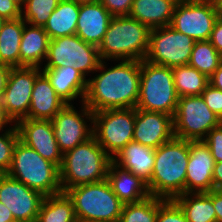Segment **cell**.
Segmentation results:
<instances>
[{
	"label": "cell",
	"instance_id": "obj_28",
	"mask_svg": "<svg viewBox=\"0 0 222 222\" xmlns=\"http://www.w3.org/2000/svg\"><path fill=\"white\" fill-rule=\"evenodd\" d=\"M174 201L183 210L188 222H217L212 190L207 193H184Z\"/></svg>",
	"mask_w": 222,
	"mask_h": 222
},
{
	"label": "cell",
	"instance_id": "obj_7",
	"mask_svg": "<svg viewBox=\"0 0 222 222\" xmlns=\"http://www.w3.org/2000/svg\"><path fill=\"white\" fill-rule=\"evenodd\" d=\"M65 193L72 200L77 219L118 222L124 204L107 179L72 187Z\"/></svg>",
	"mask_w": 222,
	"mask_h": 222
},
{
	"label": "cell",
	"instance_id": "obj_6",
	"mask_svg": "<svg viewBox=\"0 0 222 222\" xmlns=\"http://www.w3.org/2000/svg\"><path fill=\"white\" fill-rule=\"evenodd\" d=\"M140 88L136 109L162 112L174 116L179 96L177 94L172 68L140 61Z\"/></svg>",
	"mask_w": 222,
	"mask_h": 222
},
{
	"label": "cell",
	"instance_id": "obj_45",
	"mask_svg": "<svg viewBox=\"0 0 222 222\" xmlns=\"http://www.w3.org/2000/svg\"><path fill=\"white\" fill-rule=\"evenodd\" d=\"M10 69L11 67L4 64H0V99L4 92Z\"/></svg>",
	"mask_w": 222,
	"mask_h": 222
},
{
	"label": "cell",
	"instance_id": "obj_37",
	"mask_svg": "<svg viewBox=\"0 0 222 222\" xmlns=\"http://www.w3.org/2000/svg\"><path fill=\"white\" fill-rule=\"evenodd\" d=\"M201 96L210 110L222 121V90L208 84L201 93Z\"/></svg>",
	"mask_w": 222,
	"mask_h": 222
},
{
	"label": "cell",
	"instance_id": "obj_12",
	"mask_svg": "<svg viewBox=\"0 0 222 222\" xmlns=\"http://www.w3.org/2000/svg\"><path fill=\"white\" fill-rule=\"evenodd\" d=\"M194 43V39L170 25L153 28L145 60L169 68L188 65Z\"/></svg>",
	"mask_w": 222,
	"mask_h": 222
},
{
	"label": "cell",
	"instance_id": "obj_26",
	"mask_svg": "<svg viewBox=\"0 0 222 222\" xmlns=\"http://www.w3.org/2000/svg\"><path fill=\"white\" fill-rule=\"evenodd\" d=\"M80 4L74 0H60L44 25L50 40L76 34Z\"/></svg>",
	"mask_w": 222,
	"mask_h": 222
},
{
	"label": "cell",
	"instance_id": "obj_36",
	"mask_svg": "<svg viewBox=\"0 0 222 222\" xmlns=\"http://www.w3.org/2000/svg\"><path fill=\"white\" fill-rule=\"evenodd\" d=\"M202 141L208 146L215 162H222V123L212 128Z\"/></svg>",
	"mask_w": 222,
	"mask_h": 222
},
{
	"label": "cell",
	"instance_id": "obj_24",
	"mask_svg": "<svg viewBox=\"0 0 222 222\" xmlns=\"http://www.w3.org/2000/svg\"><path fill=\"white\" fill-rule=\"evenodd\" d=\"M50 38L41 26L24 25L20 42V67L42 68Z\"/></svg>",
	"mask_w": 222,
	"mask_h": 222
},
{
	"label": "cell",
	"instance_id": "obj_30",
	"mask_svg": "<svg viewBox=\"0 0 222 222\" xmlns=\"http://www.w3.org/2000/svg\"><path fill=\"white\" fill-rule=\"evenodd\" d=\"M173 80L179 97L201 96L209 78L190 65L172 68Z\"/></svg>",
	"mask_w": 222,
	"mask_h": 222
},
{
	"label": "cell",
	"instance_id": "obj_8",
	"mask_svg": "<svg viewBox=\"0 0 222 222\" xmlns=\"http://www.w3.org/2000/svg\"><path fill=\"white\" fill-rule=\"evenodd\" d=\"M135 108L93 112V137L113 159L133 141Z\"/></svg>",
	"mask_w": 222,
	"mask_h": 222
},
{
	"label": "cell",
	"instance_id": "obj_2",
	"mask_svg": "<svg viewBox=\"0 0 222 222\" xmlns=\"http://www.w3.org/2000/svg\"><path fill=\"white\" fill-rule=\"evenodd\" d=\"M189 140L173 137L155 149V162L147 187L151 196L174 200L186 193Z\"/></svg>",
	"mask_w": 222,
	"mask_h": 222
},
{
	"label": "cell",
	"instance_id": "obj_15",
	"mask_svg": "<svg viewBox=\"0 0 222 222\" xmlns=\"http://www.w3.org/2000/svg\"><path fill=\"white\" fill-rule=\"evenodd\" d=\"M45 196L8 176L0 181V202L12 213L16 222H36Z\"/></svg>",
	"mask_w": 222,
	"mask_h": 222
},
{
	"label": "cell",
	"instance_id": "obj_20",
	"mask_svg": "<svg viewBox=\"0 0 222 222\" xmlns=\"http://www.w3.org/2000/svg\"><path fill=\"white\" fill-rule=\"evenodd\" d=\"M66 104L56 94L47 76L41 72L35 79L29 112L25 118L52 120Z\"/></svg>",
	"mask_w": 222,
	"mask_h": 222
},
{
	"label": "cell",
	"instance_id": "obj_21",
	"mask_svg": "<svg viewBox=\"0 0 222 222\" xmlns=\"http://www.w3.org/2000/svg\"><path fill=\"white\" fill-rule=\"evenodd\" d=\"M47 76L56 94L67 104H72L77 98L83 102L86 89V77L74 67L41 68Z\"/></svg>",
	"mask_w": 222,
	"mask_h": 222
},
{
	"label": "cell",
	"instance_id": "obj_46",
	"mask_svg": "<svg viewBox=\"0 0 222 222\" xmlns=\"http://www.w3.org/2000/svg\"><path fill=\"white\" fill-rule=\"evenodd\" d=\"M0 222H16L11 211L0 202Z\"/></svg>",
	"mask_w": 222,
	"mask_h": 222
},
{
	"label": "cell",
	"instance_id": "obj_49",
	"mask_svg": "<svg viewBox=\"0 0 222 222\" xmlns=\"http://www.w3.org/2000/svg\"><path fill=\"white\" fill-rule=\"evenodd\" d=\"M6 22V19L0 16V30L2 29L3 24Z\"/></svg>",
	"mask_w": 222,
	"mask_h": 222
},
{
	"label": "cell",
	"instance_id": "obj_18",
	"mask_svg": "<svg viewBox=\"0 0 222 222\" xmlns=\"http://www.w3.org/2000/svg\"><path fill=\"white\" fill-rule=\"evenodd\" d=\"M215 160L202 141H189V161L186 172V193H207L214 190Z\"/></svg>",
	"mask_w": 222,
	"mask_h": 222
},
{
	"label": "cell",
	"instance_id": "obj_51",
	"mask_svg": "<svg viewBox=\"0 0 222 222\" xmlns=\"http://www.w3.org/2000/svg\"><path fill=\"white\" fill-rule=\"evenodd\" d=\"M6 175V173L0 169V181L2 180V178Z\"/></svg>",
	"mask_w": 222,
	"mask_h": 222
},
{
	"label": "cell",
	"instance_id": "obj_25",
	"mask_svg": "<svg viewBox=\"0 0 222 222\" xmlns=\"http://www.w3.org/2000/svg\"><path fill=\"white\" fill-rule=\"evenodd\" d=\"M179 0H133L129 17L147 25L150 29L168 26Z\"/></svg>",
	"mask_w": 222,
	"mask_h": 222
},
{
	"label": "cell",
	"instance_id": "obj_19",
	"mask_svg": "<svg viewBox=\"0 0 222 222\" xmlns=\"http://www.w3.org/2000/svg\"><path fill=\"white\" fill-rule=\"evenodd\" d=\"M112 18L113 16L100 1L80 4L76 35L98 47Z\"/></svg>",
	"mask_w": 222,
	"mask_h": 222
},
{
	"label": "cell",
	"instance_id": "obj_47",
	"mask_svg": "<svg viewBox=\"0 0 222 222\" xmlns=\"http://www.w3.org/2000/svg\"><path fill=\"white\" fill-rule=\"evenodd\" d=\"M74 1L79 4H87V3H94L100 0H74Z\"/></svg>",
	"mask_w": 222,
	"mask_h": 222
},
{
	"label": "cell",
	"instance_id": "obj_11",
	"mask_svg": "<svg viewBox=\"0 0 222 222\" xmlns=\"http://www.w3.org/2000/svg\"><path fill=\"white\" fill-rule=\"evenodd\" d=\"M219 16L215 0H179L170 26L195 41H206L210 39Z\"/></svg>",
	"mask_w": 222,
	"mask_h": 222
},
{
	"label": "cell",
	"instance_id": "obj_14",
	"mask_svg": "<svg viewBox=\"0 0 222 222\" xmlns=\"http://www.w3.org/2000/svg\"><path fill=\"white\" fill-rule=\"evenodd\" d=\"M41 72L38 67L10 69L0 101L14 123L28 115L34 82Z\"/></svg>",
	"mask_w": 222,
	"mask_h": 222
},
{
	"label": "cell",
	"instance_id": "obj_43",
	"mask_svg": "<svg viewBox=\"0 0 222 222\" xmlns=\"http://www.w3.org/2000/svg\"><path fill=\"white\" fill-rule=\"evenodd\" d=\"M209 84L222 90V62L214 73L209 77Z\"/></svg>",
	"mask_w": 222,
	"mask_h": 222
},
{
	"label": "cell",
	"instance_id": "obj_34",
	"mask_svg": "<svg viewBox=\"0 0 222 222\" xmlns=\"http://www.w3.org/2000/svg\"><path fill=\"white\" fill-rule=\"evenodd\" d=\"M19 140L16 126L0 131V169L5 173L9 170L15 145Z\"/></svg>",
	"mask_w": 222,
	"mask_h": 222
},
{
	"label": "cell",
	"instance_id": "obj_44",
	"mask_svg": "<svg viewBox=\"0 0 222 222\" xmlns=\"http://www.w3.org/2000/svg\"><path fill=\"white\" fill-rule=\"evenodd\" d=\"M14 126H15L14 122L6 114L5 109L3 107V104L0 101V131H2L3 129H9V128L14 127Z\"/></svg>",
	"mask_w": 222,
	"mask_h": 222
},
{
	"label": "cell",
	"instance_id": "obj_35",
	"mask_svg": "<svg viewBox=\"0 0 222 222\" xmlns=\"http://www.w3.org/2000/svg\"><path fill=\"white\" fill-rule=\"evenodd\" d=\"M155 222H188V220L174 200L158 198V213Z\"/></svg>",
	"mask_w": 222,
	"mask_h": 222
},
{
	"label": "cell",
	"instance_id": "obj_9",
	"mask_svg": "<svg viewBox=\"0 0 222 222\" xmlns=\"http://www.w3.org/2000/svg\"><path fill=\"white\" fill-rule=\"evenodd\" d=\"M44 62L42 68L71 66L88 78L98 68L101 58L97 46L74 34L51 39Z\"/></svg>",
	"mask_w": 222,
	"mask_h": 222
},
{
	"label": "cell",
	"instance_id": "obj_27",
	"mask_svg": "<svg viewBox=\"0 0 222 222\" xmlns=\"http://www.w3.org/2000/svg\"><path fill=\"white\" fill-rule=\"evenodd\" d=\"M26 22L20 17L6 20L0 30V64L20 67V42Z\"/></svg>",
	"mask_w": 222,
	"mask_h": 222
},
{
	"label": "cell",
	"instance_id": "obj_38",
	"mask_svg": "<svg viewBox=\"0 0 222 222\" xmlns=\"http://www.w3.org/2000/svg\"><path fill=\"white\" fill-rule=\"evenodd\" d=\"M101 4L114 16H128L133 0H100Z\"/></svg>",
	"mask_w": 222,
	"mask_h": 222
},
{
	"label": "cell",
	"instance_id": "obj_4",
	"mask_svg": "<svg viewBox=\"0 0 222 222\" xmlns=\"http://www.w3.org/2000/svg\"><path fill=\"white\" fill-rule=\"evenodd\" d=\"M112 161L94 137L65 152L59 168L62 192L72 187L107 179Z\"/></svg>",
	"mask_w": 222,
	"mask_h": 222
},
{
	"label": "cell",
	"instance_id": "obj_40",
	"mask_svg": "<svg viewBox=\"0 0 222 222\" xmlns=\"http://www.w3.org/2000/svg\"><path fill=\"white\" fill-rule=\"evenodd\" d=\"M209 41L222 56V17L215 22Z\"/></svg>",
	"mask_w": 222,
	"mask_h": 222
},
{
	"label": "cell",
	"instance_id": "obj_50",
	"mask_svg": "<svg viewBox=\"0 0 222 222\" xmlns=\"http://www.w3.org/2000/svg\"><path fill=\"white\" fill-rule=\"evenodd\" d=\"M12 1L16 2L22 8L25 0H12Z\"/></svg>",
	"mask_w": 222,
	"mask_h": 222
},
{
	"label": "cell",
	"instance_id": "obj_22",
	"mask_svg": "<svg viewBox=\"0 0 222 222\" xmlns=\"http://www.w3.org/2000/svg\"><path fill=\"white\" fill-rule=\"evenodd\" d=\"M107 180L123 204L137 203L150 196L147 182L113 161L109 166Z\"/></svg>",
	"mask_w": 222,
	"mask_h": 222
},
{
	"label": "cell",
	"instance_id": "obj_3",
	"mask_svg": "<svg viewBox=\"0 0 222 222\" xmlns=\"http://www.w3.org/2000/svg\"><path fill=\"white\" fill-rule=\"evenodd\" d=\"M151 29L129 16H114L102 42L97 47L101 60H136L146 58Z\"/></svg>",
	"mask_w": 222,
	"mask_h": 222
},
{
	"label": "cell",
	"instance_id": "obj_1",
	"mask_svg": "<svg viewBox=\"0 0 222 222\" xmlns=\"http://www.w3.org/2000/svg\"><path fill=\"white\" fill-rule=\"evenodd\" d=\"M107 67L101 60L94 71L99 74L87 79L83 103L93 112L108 109L136 108L140 88V61L118 60ZM108 68V69H107Z\"/></svg>",
	"mask_w": 222,
	"mask_h": 222
},
{
	"label": "cell",
	"instance_id": "obj_10",
	"mask_svg": "<svg viewBox=\"0 0 222 222\" xmlns=\"http://www.w3.org/2000/svg\"><path fill=\"white\" fill-rule=\"evenodd\" d=\"M221 123L202 96L179 97L173 116L174 137L189 141L203 140L212 128Z\"/></svg>",
	"mask_w": 222,
	"mask_h": 222
},
{
	"label": "cell",
	"instance_id": "obj_39",
	"mask_svg": "<svg viewBox=\"0 0 222 222\" xmlns=\"http://www.w3.org/2000/svg\"><path fill=\"white\" fill-rule=\"evenodd\" d=\"M0 16L6 20H14L21 17V7L12 0H0Z\"/></svg>",
	"mask_w": 222,
	"mask_h": 222
},
{
	"label": "cell",
	"instance_id": "obj_13",
	"mask_svg": "<svg viewBox=\"0 0 222 222\" xmlns=\"http://www.w3.org/2000/svg\"><path fill=\"white\" fill-rule=\"evenodd\" d=\"M80 105L78 111L74 104H66L51 120L63 154L93 137V111L83 102Z\"/></svg>",
	"mask_w": 222,
	"mask_h": 222
},
{
	"label": "cell",
	"instance_id": "obj_32",
	"mask_svg": "<svg viewBox=\"0 0 222 222\" xmlns=\"http://www.w3.org/2000/svg\"><path fill=\"white\" fill-rule=\"evenodd\" d=\"M158 213V197L149 196L137 202L124 204L118 222H155Z\"/></svg>",
	"mask_w": 222,
	"mask_h": 222
},
{
	"label": "cell",
	"instance_id": "obj_29",
	"mask_svg": "<svg viewBox=\"0 0 222 222\" xmlns=\"http://www.w3.org/2000/svg\"><path fill=\"white\" fill-rule=\"evenodd\" d=\"M36 222H77L72 200L65 192L45 196Z\"/></svg>",
	"mask_w": 222,
	"mask_h": 222
},
{
	"label": "cell",
	"instance_id": "obj_42",
	"mask_svg": "<svg viewBox=\"0 0 222 222\" xmlns=\"http://www.w3.org/2000/svg\"><path fill=\"white\" fill-rule=\"evenodd\" d=\"M214 190H222V162H215L213 169Z\"/></svg>",
	"mask_w": 222,
	"mask_h": 222
},
{
	"label": "cell",
	"instance_id": "obj_52",
	"mask_svg": "<svg viewBox=\"0 0 222 222\" xmlns=\"http://www.w3.org/2000/svg\"><path fill=\"white\" fill-rule=\"evenodd\" d=\"M77 222H102V221H90V220L77 219Z\"/></svg>",
	"mask_w": 222,
	"mask_h": 222
},
{
	"label": "cell",
	"instance_id": "obj_48",
	"mask_svg": "<svg viewBox=\"0 0 222 222\" xmlns=\"http://www.w3.org/2000/svg\"><path fill=\"white\" fill-rule=\"evenodd\" d=\"M216 5L219 8L220 17H222V2H216Z\"/></svg>",
	"mask_w": 222,
	"mask_h": 222
},
{
	"label": "cell",
	"instance_id": "obj_23",
	"mask_svg": "<svg viewBox=\"0 0 222 222\" xmlns=\"http://www.w3.org/2000/svg\"><path fill=\"white\" fill-rule=\"evenodd\" d=\"M113 162L148 182L154 168L155 149L131 141L113 158Z\"/></svg>",
	"mask_w": 222,
	"mask_h": 222
},
{
	"label": "cell",
	"instance_id": "obj_33",
	"mask_svg": "<svg viewBox=\"0 0 222 222\" xmlns=\"http://www.w3.org/2000/svg\"><path fill=\"white\" fill-rule=\"evenodd\" d=\"M59 2L60 0H25L21 18L30 25L44 27Z\"/></svg>",
	"mask_w": 222,
	"mask_h": 222
},
{
	"label": "cell",
	"instance_id": "obj_41",
	"mask_svg": "<svg viewBox=\"0 0 222 222\" xmlns=\"http://www.w3.org/2000/svg\"><path fill=\"white\" fill-rule=\"evenodd\" d=\"M212 203L216 212L217 222H222V190H212Z\"/></svg>",
	"mask_w": 222,
	"mask_h": 222
},
{
	"label": "cell",
	"instance_id": "obj_5",
	"mask_svg": "<svg viewBox=\"0 0 222 222\" xmlns=\"http://www.w3.org/2000/svg\"><path fill=\"white\" fill-rule=\"evenodd\" d=\"M6 174L44 196L62 192L59 167L20 140L15 145L12 163Z\"/></svg>",
	"mask_w": 222,
	"mask_h": 222
},
{
	"label": "cell",
	"instance_id": "obj_17",
	"mask_svg": "<svg viewBox=\"0 0 222 222\" xmlns=\"http://www.w3.org/2000/svg\"><path fill=\"white\" fill-rule=\"evenodd\" d=\"M173 137L172 116L135 108L133 141L156 149Z\"/></svg>",
	"mask_w": 222,
	"mask_h": 222
},
{
	"label": "cell",
	"instance_id": "obj_31",
	"mask_svg": "<svg viewBox=\"0 0 222 222\" xmlns=\"http://www.w3.org/2000/svg\"><path fill=\"white\" fill-rule=\"evenodd\" d=\"M222 62V56L209 40L195 41L188 65L208 78Z\"/></svg>",
	"mask_w": 222,
	"mask_h": 222
},
{
	"label": "cell",
	"instance_id": "obj_16",
	"mask_svg": "<svg viewBox=\"0 0 222 222\" xmlns=\"http://www.w3.org/2000/svg\"><path fill=\"white\" fill-rule=\"evenodd\" d=\"M15 126L20 141L34 149L42 158L61 167L63 153L55 139L51 120L23 118L18 120Z\"/></svg>",
	"mask_w": 222,
	"mask_h": 222
}]
</instances>
